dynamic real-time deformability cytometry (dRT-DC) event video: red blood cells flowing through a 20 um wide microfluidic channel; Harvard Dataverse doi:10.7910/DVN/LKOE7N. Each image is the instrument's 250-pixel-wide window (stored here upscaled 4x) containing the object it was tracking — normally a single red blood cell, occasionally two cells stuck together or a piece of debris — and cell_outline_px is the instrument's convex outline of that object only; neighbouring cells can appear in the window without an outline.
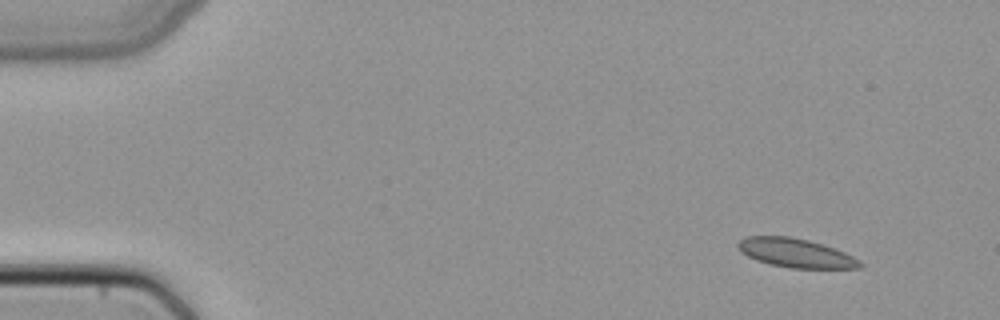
{"species": "common noctule bat (a hibernating species)", "species_latin": "Nyctalus noctula", "temperature_condition": "cold", "stored_images_in_passage": 46, "camera_frame_rate_fps": 3000, "um_per_image_px": 0.085, "animal": {"sex": "female", "body_mass_g": 22.7, "forearm_length_mm": 54.2}, "frame": {"image": 1, "passage_image": 1, "time_ms": 0.0, "image_size_px": [1000, 320], "cell_outline_px": [[864, 264], [860, 268], [792, 268], [768, 264], [756, 260], [740, 252], [736, 248], [736, 244], [744, 236], [792, 236], [808, 240], [844, 252], [860, 260]], "centroid_in_image_um": [67.58, 21.5], "position_along_channel_um": 17.4, "area_um2": 20.63}}
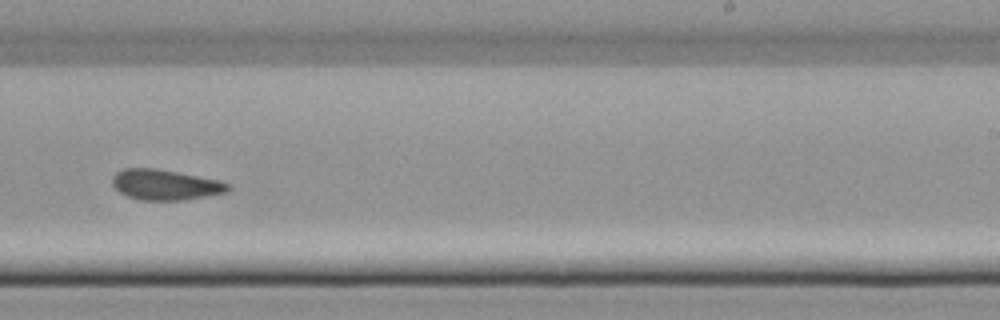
{"frame": {"image": 2, "passage_image": 28, "time_ms": 9.0, "image_size_px": [1000, 320], "cell_outline_px": [[232, 188], [228, 192], [184, 200], [140, 200], [128, 196], [120, 192], [112, 184], [112, 176], [116, 172], [124, 168], [156, 168], [220, 180], [232, 184]], "centroid_in_image_um": [14.09, 15.7], "position_along_channel_um": 274.9, "area_um2": 20.69}}
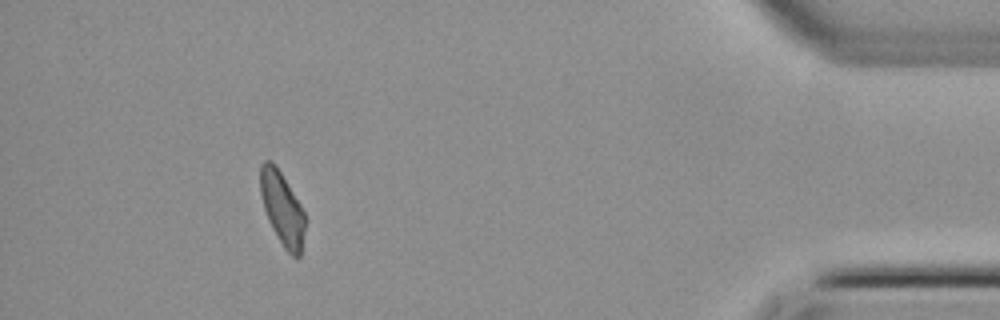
{"frame": {"image": 3, "passage_image": 42, "time_ms": 13.667, "image_size_px": [1000, 320], "cell_outline_px": [[304, 232], [300, 256], [296, 260], [284, 248], [272, 228], [268, 220], [264, 208], [260, 192], [260, 164], [264, 160], [268, 160], [280, 172], [300, 204], [304, 212]], "centroid_in_image_um": [23.97, 17.76], "position_along_channel_um": 411.2, "area_um2": 18.73}}